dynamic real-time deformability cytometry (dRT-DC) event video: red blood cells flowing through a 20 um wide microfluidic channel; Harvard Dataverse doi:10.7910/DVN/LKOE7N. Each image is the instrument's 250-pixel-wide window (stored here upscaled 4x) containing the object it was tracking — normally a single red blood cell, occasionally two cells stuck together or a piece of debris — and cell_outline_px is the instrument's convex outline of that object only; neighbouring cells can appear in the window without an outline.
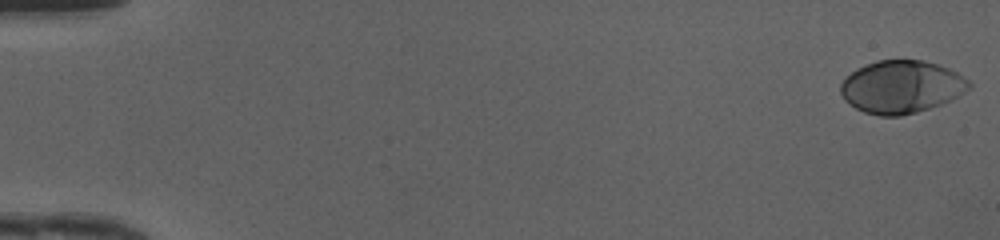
{"species": "human", "species_latin": "Homo sapiens", "temperature_condition": "cold", "stored_images_in_passage": 49, "camera_frame_rate_fps": 3000, "um_per_image_px": 0.085, "donor": {"sex": "female"}, "frame": {"image": 1, "passage_image": 1, "time_ms": 0.0, "image_size_px": [1000, 240], "cell_outline_px": [[972, 84], [964, 92], [952, 100], [916, 112], [900, 116], [880, 116], [864, 112], [856, 108], [844, 100], [840, 92], [840, 84], [856, 68], [876, 60], [924, 60], [940, 64], [956, 72], [968, 80]], "centroid_in_image_um": [76.61, 7.37], "position_along_channel_um": 8.4, "area_um2": 39.42}}
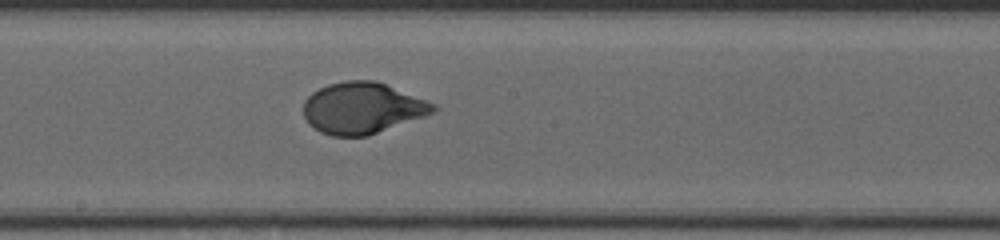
{"frame": {"image": 2, "passage_image": 28, "time_ms": 9.0, "image_size_px": [1000, 240], "cell_outline_px": [[440, 108], [436, 112], [368, 136], [332, 136], [320, 132], [308, 124], [304, 116], [304, 100], [312, 92], [328, 84], [344, 80], [376, 80], [436, 104]], "centroid_in_image_um": [30.8, 9.19], "position_along_channel_um": 217.4, "area_um2": 39.02}}
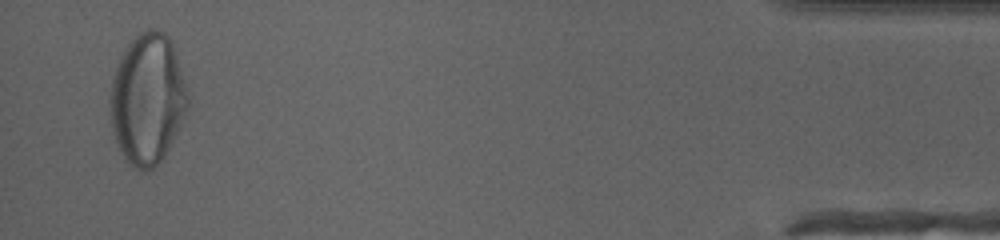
{"frame": {"image": 3, "passage_image": 48, "time_ms": 15.667, "image_size_px": [1000, 240], "cell_outline_px": [[188, 108], [164, 156], [152, 168], [132, 168], [120, 152], [112, 128], [108, 104], [108, 100], [112, 76], [120, 56], [128, 44], [140, 32], [148, 28], [156, 28], [164, 32], [172, 40], [184, 80], [188, 96]], "centroid_in_image_um": [12.5, 8.37], "position_along_channel_um": 422.7, "area_um2": 59.07}, "authors_computed_cell_mechanics": {"area_um2": 38.9572, "velocity_mm_per_s": 4.1839, "shape_relaxation_time_tau1_ms": 3.8809, "shape_relaxation_time_tau2_ms": null, "deformation_change_tau1": 0.1979, "deformation_change_tau2": null}}